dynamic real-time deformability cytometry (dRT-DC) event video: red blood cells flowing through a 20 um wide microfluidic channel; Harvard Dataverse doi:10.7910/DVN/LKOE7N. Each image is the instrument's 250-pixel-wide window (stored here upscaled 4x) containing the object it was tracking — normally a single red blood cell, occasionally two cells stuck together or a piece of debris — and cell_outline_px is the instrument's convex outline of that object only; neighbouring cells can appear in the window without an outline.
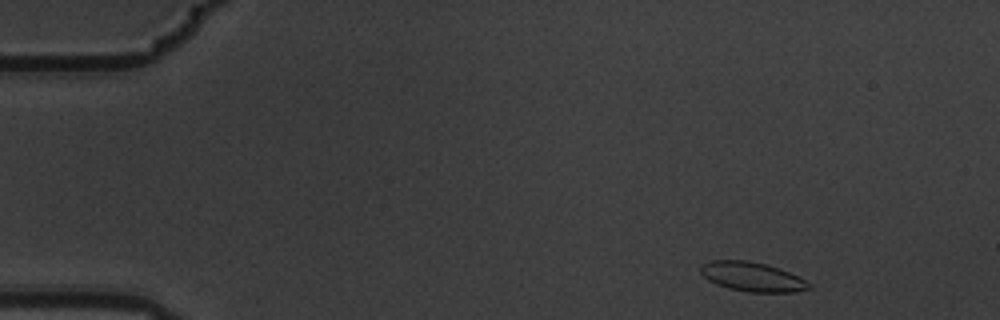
{"species": "common noctule bat (a hibernating species)", "species_latin": "Nyctalus noctula", "temperature_condition": "warm", "stored_images_in_passage": 14, "camera_frame_rate_fps": 3000, "um_per_image_px": 0.085, "animal": {"sex": "male", "body_mass_g": 19.5, "forearm_length_mm": 54.6}, "frame": {"image": 1, "passage_image": 1, "time_ms": 0.0, "image_size_px": [1000, 320], "cell_outline_px": [[812, 288], [796, 292], [748, 292], [728, 288], [716, 284], [708, 280], [700, 272], [700, 264], [708, 260], [748, 260], [764, 264], [788, 272], [812, 284]], "centroid_in_image_um": [63.89, 23.53], "position_along_channel_um": 21.1, "area_um2": 18.5}}
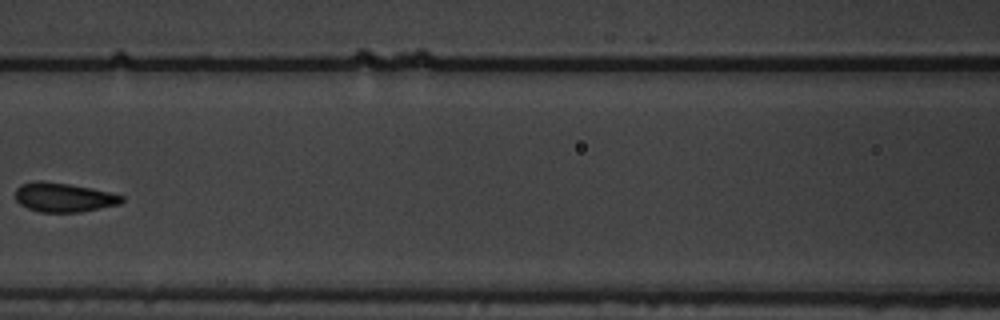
{"frame": {"image": 2, "passage_image": 6, "time_ms": 1.667, "image_size_px": [1000, 320], "cell_outline_px": [[124, 200], [120, 204], [80, 212], [40, 212], [28, 208], [20, 204], [16, 200], [16, 188], [20, 184], [36, 180], [40, 180], [68, 184], [92, 188], [124, 196]], "centroid_in_image_um": [5.4, 16.77], "position_along_channel_um": 161.2, "area_um2": 18.09}}
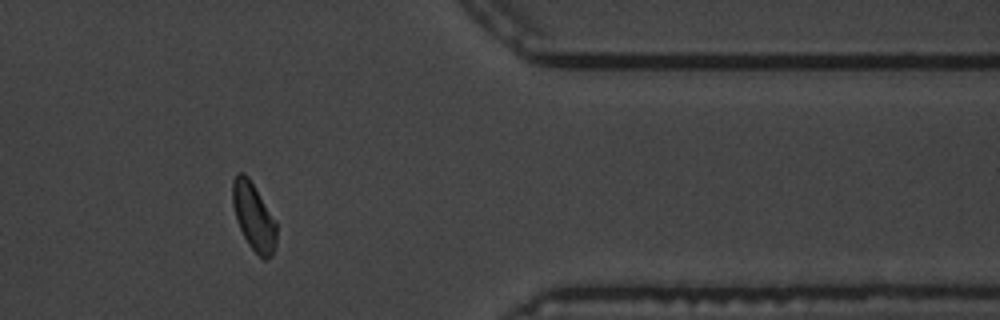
{"frame": {"image": 3, "passage_image": 12, "time_ms": 3.667, "image_size_px": [1000, 320], "cell_outline_px": [[276, 244], [272, 256], [268, 260], [264, 260], [248, 244], [236, 220], [232, 204], [232, 180], [236, 172], [244, 172], [248, 176], [276, 220]], "centroid_in_image_um": [21.56, 18.39], "position_along_channel_um": 389.8, "area_um2": 17.46}}